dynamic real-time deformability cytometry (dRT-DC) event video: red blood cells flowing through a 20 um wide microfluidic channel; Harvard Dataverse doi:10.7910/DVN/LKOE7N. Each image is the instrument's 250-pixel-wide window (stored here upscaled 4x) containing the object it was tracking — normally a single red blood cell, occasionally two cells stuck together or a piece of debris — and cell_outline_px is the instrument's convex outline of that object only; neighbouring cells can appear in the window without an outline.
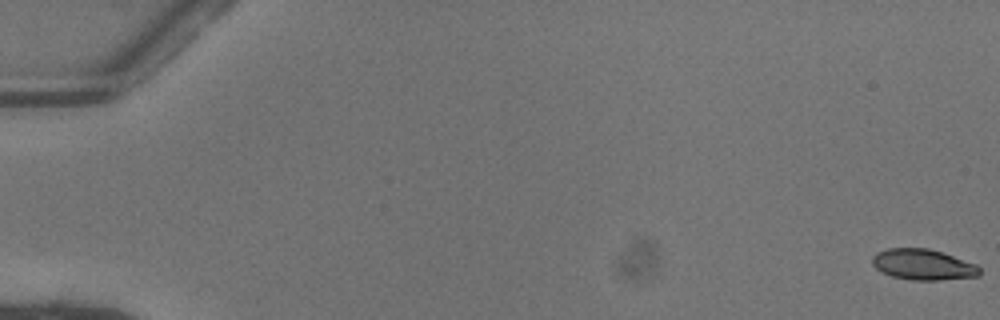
{"species": "common noctule bat (a hibernating species)", "species_latin": "Nyctalus noctula", "temperature_condition": "warm", "stored_images_in_passage": 53, "camera_frame_rate_fps": 3000, "um_per_image_px": 0.085, "animal": {"sex": "female"}, "frame": {"image": 1, "passage_image": 1, "time_ms": 0.0, "image_size_px": [1000, 320], "cell_outline_px": [[980, 276], [940, 280], [912, 280], [892, 276], [880, 272], [872, 264], [872, 256], [876, 252], [888, 248], [928, 248], [944, 252], [976, 264], [980, 268]], "centroid_in_image_um": [78.45, 22.48], "position_along_channel_um": 6.5, "area_um2": 19.48}}
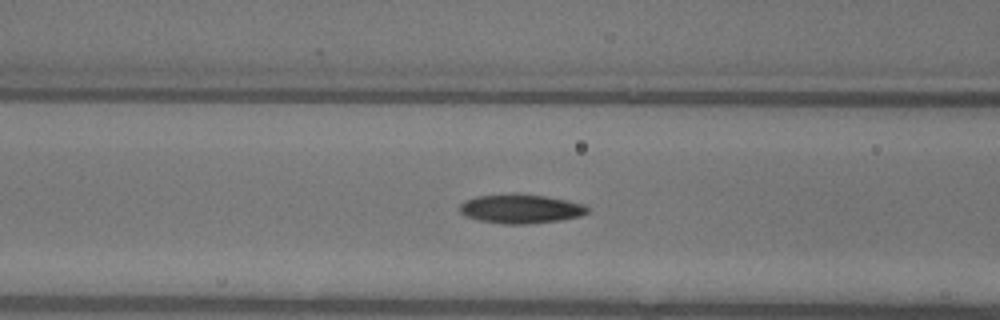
{"frame": {"image": 2, "passage_image": 23, "time_ms": 7.333, "image_size_px": [1000, 320], "cell_outline_px": [[588, 212], [580, 216], [560, 220], [524, 224], [508, 224], [480, 220], [464, 216], [460, 212], [460, 204], [464, 200], [476, 196], [512, 192], [516, 192], [548, 196], [584, 204], [588, 208]], "centroid_in_image_um": [44.23, 17.71], "position_along_channel_um": 122.4, "area_um2": 21.96}}
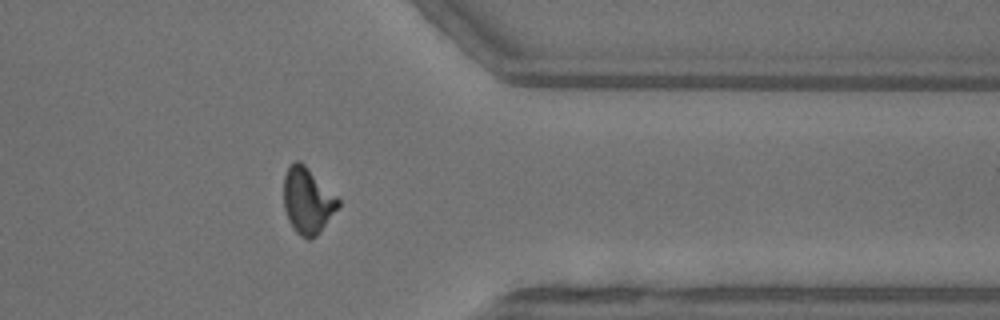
{"frame": {"image": 3, "passage_image": 43, "time_ms": 14.0, "image_size_px": [1000, 320], "cell_outline_px": [[340, 204], [320, 232], [316, 236], [308, 240], [300, 236], [296, 232], [288, 220], [284, 208], [284, 176], [288, 164], [296, 160], [300, 160], [340, 200]], "centroid_in_image_um": [26.11, 17.05], "position_along_channel_um": 385.3, "area_um2": 20.87}, "authors_computed_cell_mechanics": {"area_um2": 20.519, "velocity_mm_per_s": 4.0877, "shape_relaxation_time_tau1_ms": 3.751, "shape_relaxation_time_tau2_ms": 2.5551, "deformation_change_tau1": 0.1804, "deformation_change_tau2": 0.0936}}